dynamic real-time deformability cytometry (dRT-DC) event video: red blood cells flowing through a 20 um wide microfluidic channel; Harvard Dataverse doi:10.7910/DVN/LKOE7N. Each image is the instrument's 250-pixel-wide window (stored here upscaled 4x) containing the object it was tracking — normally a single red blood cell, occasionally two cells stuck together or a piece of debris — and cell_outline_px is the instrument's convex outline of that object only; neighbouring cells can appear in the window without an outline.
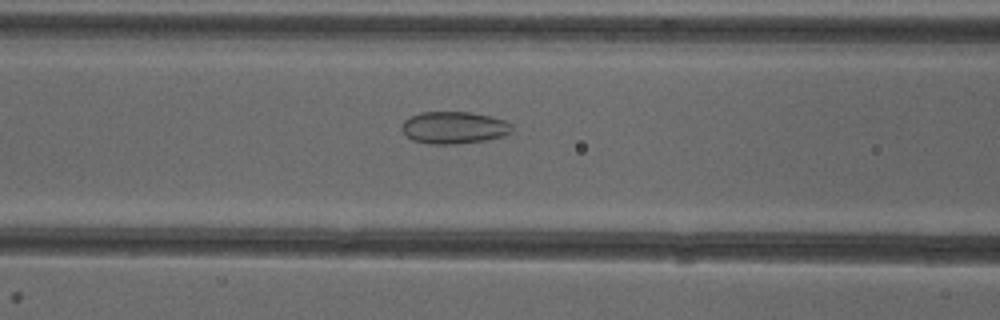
{"species": "common noctule bat (a hibernating species)", "species_latin": "Nyctalus noctula", "temperature_condition": "cold", "stored_images_in_passage": 51, "camera_frame_rate_fps": 3000, "um_per_image_px": 0.085, "animal": {"sex": "female"}, "frame": {"image": 1, "passage_image": 21, "time_ms": 6.667, "image_size_px": [1000, 320], "cell_outline_px": [[512, 132], [500, 136], [484, 140], [456, 144], [428, 144], [412, 140], [400, 128], [404, 120], [420, 112], [472, 112], [492, 116], [504, 120], [512, 124]], "centroid_in_image_um": [38.58, 10.84], "position_along_channel_um": 128.0, "area_um2": 20.63}}
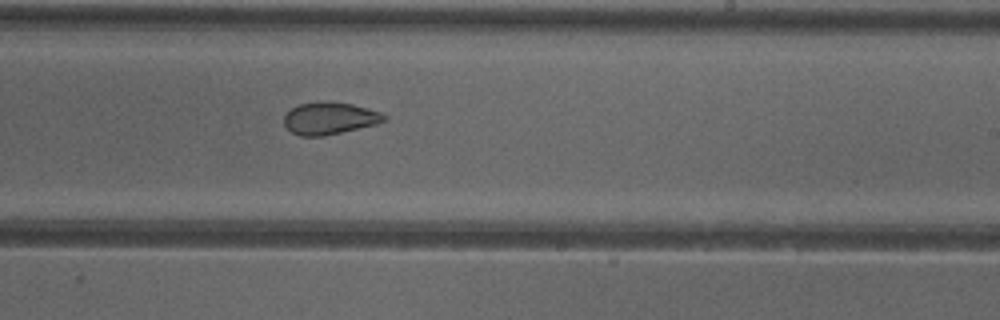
{"frame": {"image": 2, "passage_image": 31, "time_ms": 10.0, "image_size_px": [1000, 320], "cell_outline_px": [[388, 120], [376, 124], [324, 136], [300, 136], [292, 132], [284, 124], [284, 116], [292, 108], [300, 104], [316, 100], [352, 104], [368, 108], [380, 112], [388, 116]], "centroid_in_image_um": [28.03, 10.04], "position_along_channel_um": 261.0, "area_um2": 18.84}}
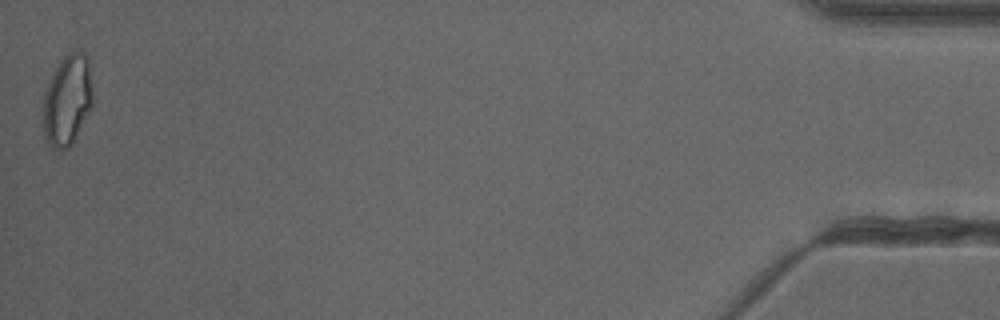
{"frame": {"image": 3, "passage_image": 51, "time_ms": 16.667, "image_size_px": [1000, 320], "cell_outline_px": [[92, 108], [72, 144], [68, 148], [60, 152], [52, 148], [44, 136], [40, 112], [40, 108], [48, 84], [60, 60], [68, 52], [80, 52], [88, 60], [92, 92]], "centroid_in_image_um": [5.68, 8.6], "position_along_channel_um": 429.5, "area_um2": 26.59}, "authors_computed_cell_mechanics": {"area_um2": 22.8888, "velocity_mm_per_s": 3.9868, "shape_relaxation_time_tau1_ms": null, "shape_relaxation_time_tau2_ms": 1.7782, "deformation_change_tau1": null, "deformation_change_tau2": 0.0726}}